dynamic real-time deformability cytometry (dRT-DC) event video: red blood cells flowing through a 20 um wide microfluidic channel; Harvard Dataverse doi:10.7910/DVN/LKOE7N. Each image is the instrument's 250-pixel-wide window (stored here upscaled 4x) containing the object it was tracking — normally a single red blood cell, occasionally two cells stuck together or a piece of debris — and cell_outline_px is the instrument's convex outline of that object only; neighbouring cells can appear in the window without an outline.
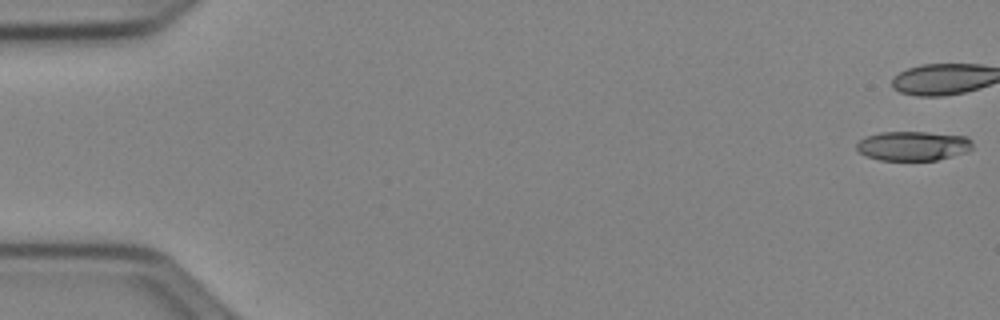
{"species": "Egyptian fruit bat (a non-hibernating species)", "species_latin": "Rousettus aegyptiacus", "temperature_condition": "cold", "stored_images_in_passage": 15, "camera_frame_rate_fps": 3000, "um_per_image_px": 0.085, "animal": {"sex": "female"}, "frame": {"image": 1, "passage_image": 1, "time_ms": 0.0, "image_size_px": [1000, 320], "cell_outline_px": [[972, 148], [964, 152], [936, 160], [880, 160], [868, 156], [860, 152], [856, 148], [856, 144], [860, 140], [868, 136], [880, 132], [924, 132], [968, 136], [972, 140]], "centroid_in_image_um": [77.62, 12.39], "position_along_channel_um": 7.4, "area_um2": 19.65}}